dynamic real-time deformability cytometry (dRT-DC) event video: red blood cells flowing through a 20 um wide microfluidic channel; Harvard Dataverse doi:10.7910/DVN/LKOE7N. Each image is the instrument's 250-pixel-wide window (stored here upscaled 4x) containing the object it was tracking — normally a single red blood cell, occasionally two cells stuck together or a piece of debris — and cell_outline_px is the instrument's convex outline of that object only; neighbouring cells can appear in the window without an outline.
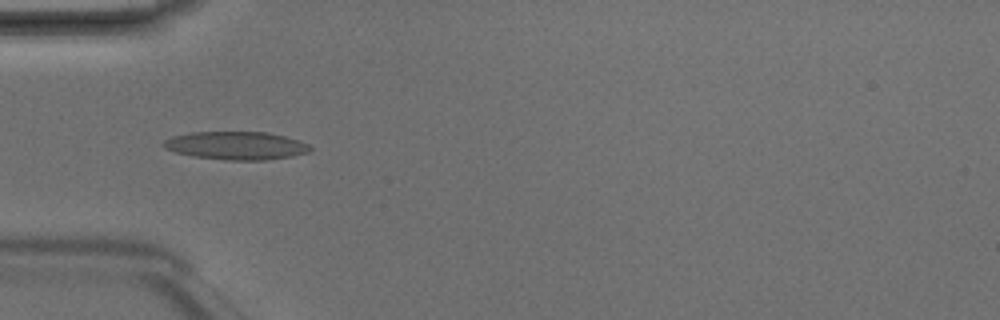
{"species": "Egyptian fruit bat (a non-hibernating species)", "species_latin": "Rousettus aegyptiacus", "temperature_condition": "room temperature", "stored_images_in_passage": 4, "camera_frame_rate_fps": 3000, "um_per_image_px": 0.085, "animal": {"sex": "male"}, "frame": {"image": 1, "passage_image": 4, "time_ms": 1.0, "image_size_px": [1000, 320], "cell_outline_px": [[312, 148], [308, 152], [292, 156], [264, 160], [224, 160], [192, 156], [176, 152], [164, 148], [160, 144], [164, 140], [172, 136], [192, 132], [268, 132], [284, 136], [308, 144]], "centroid_in_image_um": [20.03, 12.37], "position_along_channel_um": 65.0, "area_um2": 23.99}}